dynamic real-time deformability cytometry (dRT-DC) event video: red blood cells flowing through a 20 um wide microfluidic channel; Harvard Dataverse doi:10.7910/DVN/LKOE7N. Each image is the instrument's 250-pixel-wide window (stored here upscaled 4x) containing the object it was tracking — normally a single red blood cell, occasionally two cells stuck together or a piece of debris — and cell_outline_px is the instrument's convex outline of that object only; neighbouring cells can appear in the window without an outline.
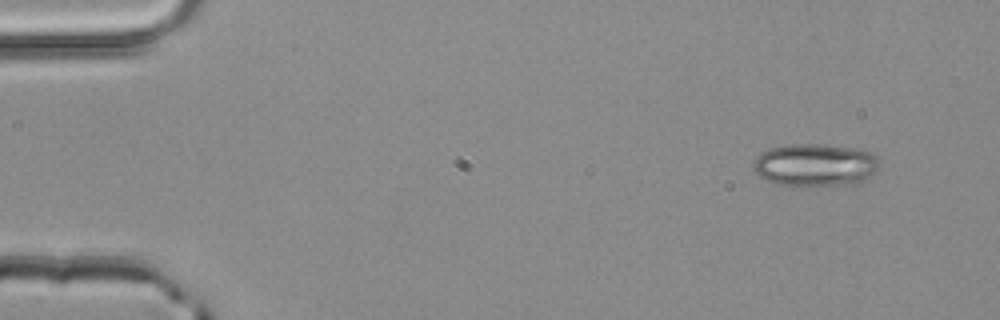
{"species": "common noctule bat (a hibernating species)", "species_latin": "Nyctalus noctula", "temperature_condition": "room temperature", "stored_images_in_passage": 3, "camera_frame_rate_fps": 3000, "um_per_image_px": 0.085, "animal": {"sex": "male", "body_mass_g": 20.4}, "frame": {"image": 1, "passage_image": 1, "time_ms": 0.0, "image_size_px": [1000, 320], "cell_outline_px": [[880, 168], [872, 176], [864, 180], [852, 184], [792, 188], [776, 184], [760, 176], [752, 168], [752, 160], [760, 152], [768, 148], [792, 144], [820, 144], [848, 148], [868, 152], [876, 156], [880, 160]], "centroid_in_image_um": [69.25, 14.06], "position_along_channel_um": 15.8, "area_um2": 32.08}}